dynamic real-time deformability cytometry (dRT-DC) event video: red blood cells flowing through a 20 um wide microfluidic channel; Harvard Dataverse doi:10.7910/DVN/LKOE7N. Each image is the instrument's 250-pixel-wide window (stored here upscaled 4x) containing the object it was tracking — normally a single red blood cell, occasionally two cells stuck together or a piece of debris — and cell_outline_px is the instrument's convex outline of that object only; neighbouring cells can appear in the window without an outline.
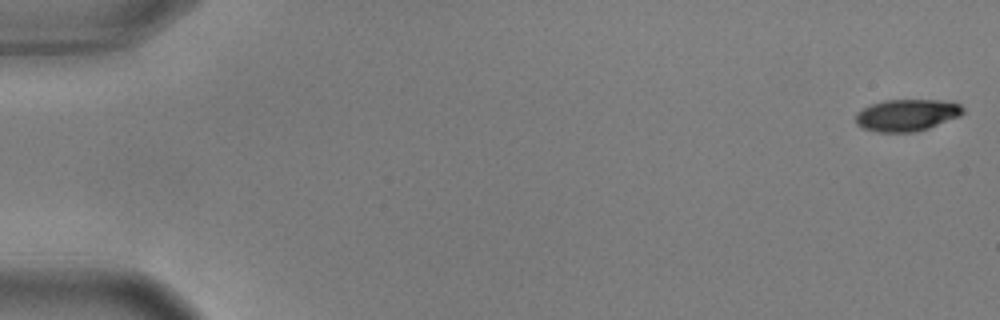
{"species": "common noctule bat (a hibernating species)", "species_latin": "Nyctalus noctula", "temperature_condition": "warm", "stored_images_in_passage": 56, "camera_frame_rate_fps": 3000, "um_per_image_px": 0.085, "animal": {"sex": "male", "body_mass_g": 17.9, "forearm_length_mm": 54.2}, "frame": {"image": 1, "passage_image": 1, "time_ms": 0.0, "image_size_px": [1000, 320], "cell_outline_px": [[964, 112], [960, 116], [928, 128], [916, 132], [876, 132], [864, 128], [856, 124], [856, 112], [872, 104], [884, 100], [940, 100], [960, 104], [964, 108]], "centroid_in_image_um": [77.08, 9.79], "position_along_channel_um": 7.9, "area_um2": 19.88}}
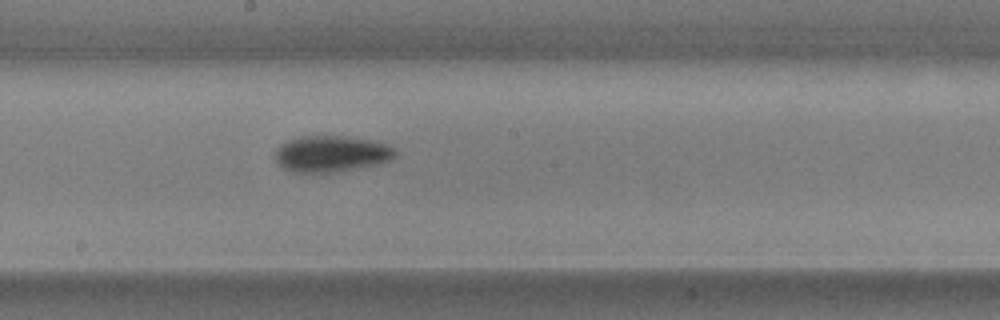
{"frame": {"image": 2, "passage_image": 31, "time_ms": 10.0, "image_size_px": [1000, 320], "cell_outline_px": [[396, 152], [388, 160], [372, 164], [328, 172], [292, 172], [280, 168], [272, 156], [272, 152], [280, 144], [288, 140], [300, 136], [348, 136], [372, 140], [384, 144], [392, 148]], "centroid_in_image_um": [27.99, 13.05], "position_along_channel_um": 220.2, "area_um2": 25.09}}
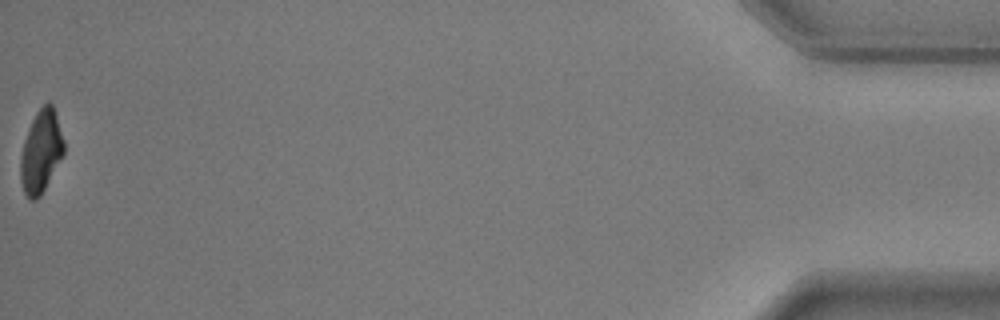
{"frame": {"image": 3, "passage_image": 56, "time_ms": 18.333, "image_size_px": [1000, 320], "cell_outline_px": [[64, 156], [40, 196], [36, 200], [28, 200], [24, 192], [20, 180], [20, 156], [24, 140], [32, 120], [36, 112], [48, 100], [52, 104], [64, 140]], "centroid_in_image_um": [3.48, 12.91], "position_along_channel_um": 431.7, "area_um2": 20.98}, "authors_computed_cell_mechanics": {"area_um2": 22.7154, "velocity_mm_per_s": 3.6483, "shape_relaxation_time_tau1_ms": 2.844, "shape_relaxation_time_tau2_ms": null, "deformation_change_tau1": 0.1391, "deformation_change_tau2": null}}